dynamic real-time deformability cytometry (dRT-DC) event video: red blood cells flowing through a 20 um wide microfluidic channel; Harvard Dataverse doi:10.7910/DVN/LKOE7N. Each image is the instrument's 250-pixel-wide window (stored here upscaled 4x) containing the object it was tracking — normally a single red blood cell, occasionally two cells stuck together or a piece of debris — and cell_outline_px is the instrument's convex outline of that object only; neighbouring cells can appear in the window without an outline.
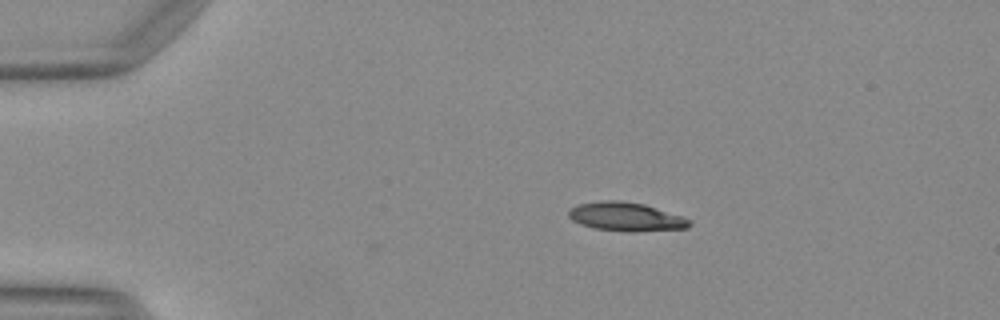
{"species": "Egyptian fruit bat (a non-hibernating species)", "species_latin": "Rousettus aegyptiacus", "temperature_condition": "warm", "stored_images_in_passage": 41, "camera_frame_rate_fps": 3000, "um_per_image_px": 0.085, "animal": {"sex": "female"}, "frame": {"image": 1, "passage_image": 1, "time_ms": 0.0, "image_size_px": [1000, 320], "cell_outline_px": [[692, 224], [688, 228], [632, 232], [628, 232], [596, 228], [580, 224], [572, 220], [568, 216], [568, 212], [572, 208], [580, 204], [600, 200], [620, 200], [644, 204], [684, 216], [692, 220]], "centroid_in_image_um": [53.26, 18.42], "position_along_channel_um": 31.7, "area_um2": 20.35}}
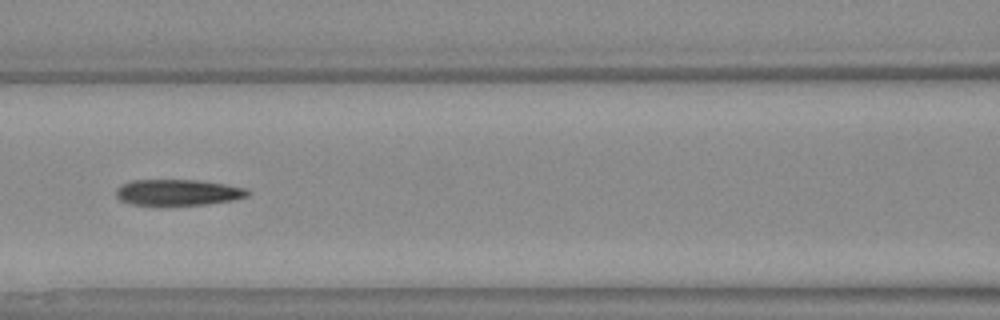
{"frame": {"image": 2, "passage_image": 14, "time_ms": 4.333, "image_size_px": [1000, 320], "cell_outline_px": [[248, 196], [232, 200], [208, 204], [132, 204], [120, 200], [116, 196], [116, 188], [120, 184], [132, 180], [196, 180], [224, 184], [244, 188], [248, 192]], "centroid_in_image_um": [15.08, 16.34], "position_along_channel_um": 151.5, "area_um2": 19.59}}
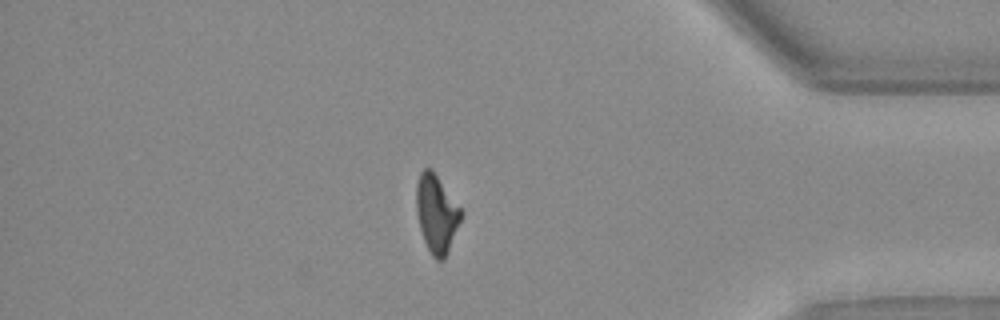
{"frame": {"image": 3, "passage_image": 34, "time_ms": 11.0, "image_size_px": [1000, 320], "cell_outline_px": [[464, 212], [448, 252], [444, 260], [436, 260], [432, 256], [424, 240], [420, 228], [416, 212], [416, 184], [420, 172], [424, 168], [432, 168]], "centroid_in_image_um": [37.11, 18.14], "position_along_channel_um": 398.1, "area_um2": 20.46}, "authors_computed_cell_mechanics": {"area_um2": 20.5768, "velocity_mm_per_s": 4.1531, "shape_relaxation_time_tau1_ms": 8.9873, "shape_relaxation_time_tau2_ms": 5.7988, "deformation_change_tau1": 0.3049, "deformation_change_tau2": 0.1183}}